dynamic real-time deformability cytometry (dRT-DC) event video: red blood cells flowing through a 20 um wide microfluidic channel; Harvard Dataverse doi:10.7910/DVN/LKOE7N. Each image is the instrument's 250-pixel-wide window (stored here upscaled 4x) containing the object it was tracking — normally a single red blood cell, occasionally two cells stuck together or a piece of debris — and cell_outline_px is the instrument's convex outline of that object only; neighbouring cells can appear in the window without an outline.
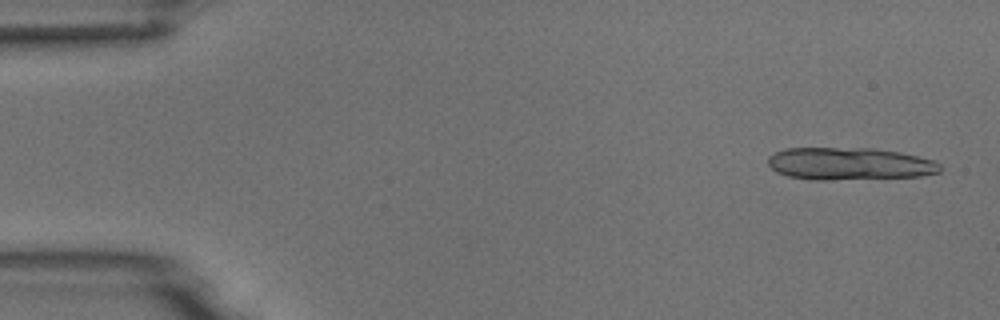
{"species": "common noctule bat (a hibernating species)", "species_latin": "Nyctalus noctula", "temperature_condition": "room temperature", "stored_images_in_passage": 5, "segment_of_instrument_passage": [1, 2], "camera_frame_rate_fps": 3000, "um_per_image_px": 0.085, "animal": {"sex": "male", "body_mass_g": 18.8}, "frame": {"image": 1, "passage_image": 1, "time_ms": 0.0, "image_size_px": [1000, 320], "cell_outline_px": [[940, 172], [920, 176], [828, 180], [812, 180], [788, 176], [776, 172], [768, 164], [768, 156], [784, 148], [872, 148], [900, 152], [936, 160], [940, 164]], "centroid_in_image_um": [72.2, 13.92], "position_along_channel_um": 12.8, "area_um2": 32.66}}